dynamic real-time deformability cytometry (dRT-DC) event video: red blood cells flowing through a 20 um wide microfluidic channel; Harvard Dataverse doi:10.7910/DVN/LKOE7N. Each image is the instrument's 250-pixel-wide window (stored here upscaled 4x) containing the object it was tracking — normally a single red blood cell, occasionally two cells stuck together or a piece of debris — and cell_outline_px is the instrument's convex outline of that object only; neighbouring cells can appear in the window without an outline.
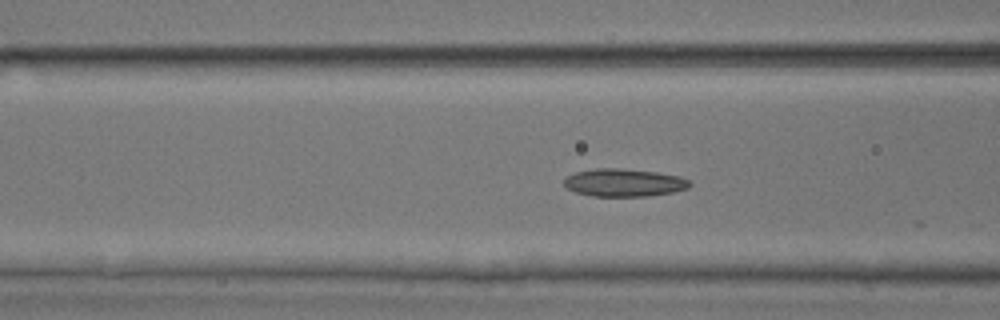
{"species": "common noctule bat (a hibernating species)", "species_latin": "Nyctalus noctula", "temperature_condition": "room temperature", "stored_images_in_passage": 18, "camera_frame_rate_fps": 3000, "um_per_image_px": 0.085, "animal": {"sex": "male", "body_mass_g": 17.9, "forearm_length_mm": 54.2}, "frame": {"image": 1, "passage_image": 15, "time_ms": 4.667, "image_size_px": [1000, 320], "cell_outline_px": [[692, 184], [688, 188], [672, 192], [648, 196], [592, 196], [576, 192], [568, 188], [564, 184], [564, 180], [568, 176], [576, 172], [596, 168], [620, 168], [656, 172], [680, 176], [688, 180]], "centroid_in_image_um": [53.06, 15.52], "position_along_channel_um": 113.5, "area_um2": 20.23}}